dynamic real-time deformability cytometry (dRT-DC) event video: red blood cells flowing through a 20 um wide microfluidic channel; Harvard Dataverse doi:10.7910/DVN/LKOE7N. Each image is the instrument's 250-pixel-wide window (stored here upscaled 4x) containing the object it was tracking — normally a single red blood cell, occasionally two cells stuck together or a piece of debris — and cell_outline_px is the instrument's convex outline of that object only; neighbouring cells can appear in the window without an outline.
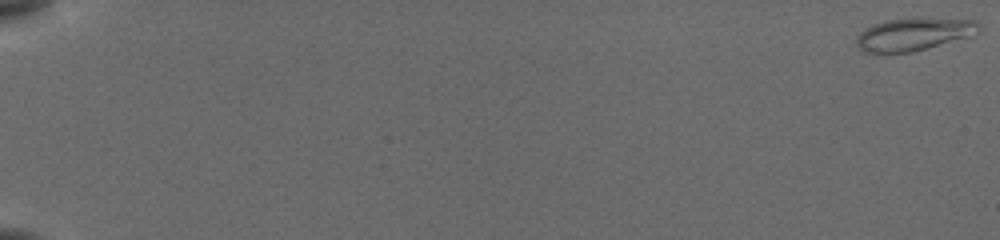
{"species": "common noctule bat (a hibernating species)", "species_latin": "Nyctalus noctula", "temperature_condition": "cold", "stored_images_in_passage": 53, "camera_frame_rate_fps": 3000, "um_per_image_px": 0.085, "animal": {"sex": "female", "body_mass_g": 19.5, "forearm_length_mm": 54.1}, "frame": {"image": 1, "passage_image": 1, "time_ms": 0.0, "image_size_px": [1000, 240], "cell_outline_px": [[980, 32], [968, 36], [912, 52], [864, 52], [856, 48], [856, 36], [860, 32], [872, 24], [888, 20], [976, 20], [980, 28]], "centroid_in_image_um": [77.58, 2.94], "position_along_channel_um": 7.4, "area_um2": 22.31}}
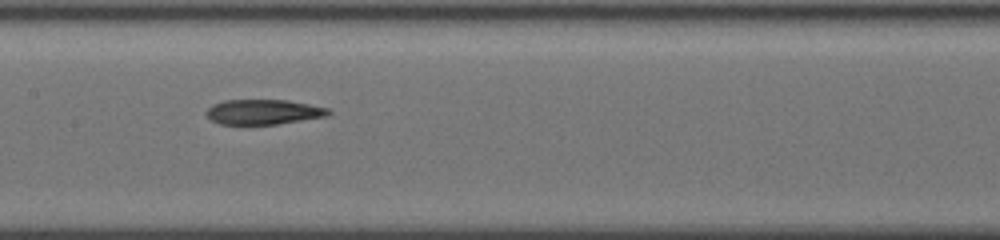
{"frame": {"image": 2, "passage_image": 31, "time_ms": 10.0, "image_size_px": [1000, 240], "cell_outline_px": [[332, 112], [328, 116], [276, 124], [220, 124], [212, 120], [204, 112], [212, 104], [224, 100], [288, 100], [328, 108]], "centroid_in_image_um": [22.38, 9.51], "position_along_channel_um": 185.0, "area_um2": 17.74}}
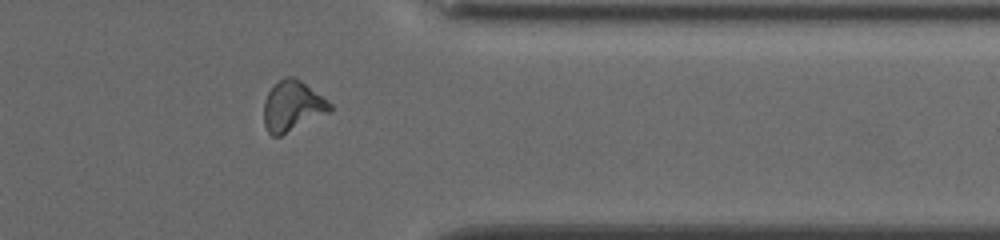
{"frame": {"image": 3, "passage_image": 47, "time_ms": 15.333, "image_size_px": [1000, 240], "cell_outline_px": [[332, 112], [280, 136], [272, 136], [268, 132], [264, 124], [264, 100], [268, 92], [280, 80], [288, 76], [292, 76], [300, 80], [332, 104]], "centroid_in_image_um": [24.87, 9.05], "position_along_channel_um": 386.5, "area_um2": 19.31}}